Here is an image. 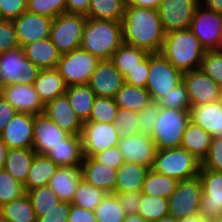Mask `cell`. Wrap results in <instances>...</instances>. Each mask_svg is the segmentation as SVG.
Instances as JSON below:
<instances>
[{"instance_id":"1","label":"cell","mask_w":222,"mask_h":222,"mask_svg":"<svg viewBox=\"0 0 222 222\" xmlns=\"http://www.w3.org/2000/svg\"><path fill=\"white\" fill-rule=\"evenodd\" d=\"M121 24L124 44L160 53L166 33L159 10L126 5Z\"/></svg>"},{"instance_id":"2","label":"cell","mask_w":222,"mask_h":222,"mask_svg":"<svg viewBox=\"0 0 222 222\" xmlns=\"http://www.w3.org/2000/svg\"><path fill=\"white\" fill-rule=\"evenodd\" d=\"M121 22L87 18L80 48L99 60H110L123 44Z\"/></svg>"},{"instance_id":"3","label":"cell","mask_w":222,"mask_h":222,"mask_svg":"<svg viewBox=\"0 0 222 222\" xmlns=\"http://www.w3.org/2000/svg\"><path fill=\"white\" fill-rule=\"evenodd\" d=\"M205 52L190 28L167 33L160 51L175 68L183 73L200 69Z\"/></svg>"},{"instance_id":"4","label":"cell","mask_w":222,"mask_h":222,"mask_svg":"<svg viewBox=\"0 0 222 222\" xmlns=\"http://www.w3.org/2000/svg\"><path fill=\"white\" fill-rule=\"evenodd\" d=\"M201 161L182 147L157 150L151 169L178 181L199 176Z\"/></svg>"},{"instance_id":"5","label":"cell","mask_w":222,"mask_h":222,"mask_svg":"<svg viewBox=\"0 0 222 222\" xmlns=\"http://www.w3.org/2000/svg\"><path fill=\"white\" fill-rule=\"evenodd\" d=\"M189 111L160 107L150 135L157 150L180 147L185 127L190 120Z\"/></svg>"},{"instance_id":"6","label":"cell","mask_w":222,"mask_h":222,"mask_svg":"<svg viewBox=\"0 0 222 222\" xmlns=\"http://www.w3.org/2000/svg\"><path fill=\"white\" fill-rule=\"evenodd\" d=\"M183 81V72L175 68L161 53L149 55L148 81L145 88L158 102Z\"/></svg>"},{"instance_id":"7","label":"cell","mask_w":222,"mask_h":222,"mask_svg":"<svg viewBox=\"0 0 222 222\" xmlns=\"http://www.w3.org/2000/svg\"><path fill=\"white\" fill-rule=\"evenodd\" d=\"M41 69L25 57L24 49L17 47L0 53V84H33Z\"/></svg>"},{"instance_id":"8","label":"cell","mask_w":222,"mask_h":222,"mask_svg":"<svg viewBox=\"0 0 222 222\" xmlns=\"http://www.w3.org/2000/svg\"><path fill=\"white\" fill-rule=\"evenodd\" d=\"M96 56L81 48L61 55L56 69L66 87L89 84L92 74L100 62Z\"/></svg>"},{"instance_id":"9","label":"cell","mask_w":222,"mask_h":222,"mask_svg":"<svg viewBox=\"0 0 222 222\" xmlns=\"http://www.w3.org/2000/svg\"><path fill=\"white\" fill-rule=\"evenodd\" d=\"M86 15L62 13L52 20L50 39L62 54L80 48Z\"/></svg>"},{"instance_id":"10","label":"cell","mask_w":222,"mask_h":222,"mask_svg":"<svg viewBox=\"0 0 222 222\" xmlns=\"http://www.w3.org/2000/svg\"><path fill=\"white\" fill-rule=\"evenodd\" d=\"M202 192L199 176L179 181L175 192L168 198L169 215L179 220L199 214Z\"/></svg>"},{"instance_id":"11","label":"cell","mask_w":222,"mask_h":222,"mask_svg":"<svg viewBox=\"0 0 222 222\" xmlns=\"http://www.w3.org/2000/svg\"><path fill=\"white\" fill-rule=\"evenodd\" d=\"M202 195L199 215L207 222L222 220V172L200 168Z\"/></svg>"},{"instance_id":"12","label":"cell","mask_w":222,"mask_h":222,"mask_svg":"<svg viewBox=\"0 0 222 222\" xmlns=\"http://www.w3.org/2000/svg\"><path fill=\"white\" fill-rule=\"evenodd\" d=\"M190 30L205 51L216 50L222 36V14L199 4L195 10Z\"/></svg>"},{"instance_id":"13","label":"cell","mask_w":222,"mask_h":222,"mask_svg":"<svg viewBox=\"0 0 222 222\" xmlns=\"http://www.w3.org/2000/svg\"><path fill=\"white\" fill-rule=\"evenodd\" d=\"M84 157L118 146L119 135L113 123L84 122L81 133Z\"/></svg>"},{"instance_id":"14","label":"cell","mask_w":222,"mask_h":222,"mask_svg":"<svg viewBox=\"0 0 222 222\" xmlns=\"http://www.w3.org/2000/svg\"><path fill=\"white\" fill-rule=\"evenodd\" d=\"M200 0H162L159 15L165 33L190 28Z\"/></svg>"},{"instance_id":"15","label":"cell","mask_w":222,"mask_h":222,"mask_svg":"<svg viewBox=\"0 0 222 222\" xmlns=\"http://www.w3.org/2000/svg\"><path fill=\"white\" fill-rule=\"evenodd\" d=\"M118 148L124 161L152 168L157 148L150 135L137 132L130 137L120 138Z\"/></svg>"},{"instance_id":"16","label":"cell","mask_w":222,"mask_h":222,"mask_svg":"<svg viewBox=\"0 0 222 222\" xmlns=\"http://www.w3.org/2000/svg\"><path fill=\"white\" fill-rule=\"evenodd\" d=\"M52 20L48 16L27 10L13 19L19 46L23 48L25 45L50 37Z\"/></svg>"},{"instance_id":"17","label":"cell","mask_w":222,"mask_h":222,"mask_svg":"<svg viewBox=\"0 0 222 222\" xmlns=\"http://www.w3.org/2000/svg\"><path fill=\"white\" fill-rule=\"evenodd\" d=\"M191 106L219 101L220 85L201 69L183 73Z\"/></svg>"},{"instance_id":"18","label":"cell","mask_w":222,"mask_h":222,"mask_svg":"<svg viewBox=\"0 0 222 222\" xmlns=\"http://www.w3.org/2000/svg\"><path fill=\"white\" fill-rule=\"evenodd\" d=\"M68 135L45 113L34 115L32 148L37 154L46 155Z\"/></svg>"},{"instance_id":"19","label":"cell","mask_w":222,"mask_h":222,"mask_svg":"<svg viewBox=\"0 0 222 222\" xmlns=\"http://www.w3.org/2000/svg\"><path fill=\"white\" fill-rule=\"evenodd\" d=\"M34 115L18 112L0 133L9 149L32 148Z\"/></svg>"},{"instance_id":"20","label":"cell","mask_w":222,"mask_h":222,"mask_svg":"<svg viewBox=\"0 0 222 222\" xmlns=\"http://www.w3.org/2000/svg\"><path fill=\"white\" fill-rule=\"evenodd\" d=\"M0 94L16 108L18 112L33 115L44 113L45 105L32 84L2 86Z\"/></svg>"},{"instance_id":"21","label":"cell","mask_w":222,"mask_h":222,"mask_svg":"<svg viewBox=\"0 0 222 222\" xmlns=\"http://www.w3.org/2000/svg\"><path fill=\"white\" fill-rule=\"evenodd\" d=\"M124 76L110 60H102L92 74L89 86L97 97H112L122 88Z\"/></svg>"},{"instance_id":"22","label":"cell","mask_w":222,"mask_h":222,"mask_svg":"<svg viewBox=\"0 0 222 222\" xmlns=\"http://www.w3.org/2000/svg\"><path fill=\"white\" fill-rule=\"evenodd\" d=\"M44 113L69 135H81L84 123L73 110L66 94L48 102Z\"/></svg>"},{"instance_id":"23","label":"cell","mask_w":222,"mask_h":222,"mask_svg":"<svg viewBox=\"0 0 222 222\" xmlns=\"http://www.w3.org/2000/svg\"><path fill=\"white\" fill-rule=\"evenodd\" d=\"M81 174L87 183L106 193H114L117 169L99 163L92 157H84L81 164Z\"/></svg>"},{"instance_id":"24","label":"cell","mask_w":222,"mask_h":222,"mask_svg":"<svg viewBox=\"0 0 222 222\" xmlns=\"http://www.w3.org/2000/svg\"><path fill=\"white\" fill-rule=\"evenodd\" d=\"M81 179V166H58L48 185L60 201L71 203Z\"/></svg>"},{"instance_id":"25","label":"cell","mask_w":222,"mask_h":222,"mask_svg":"<svg viewBox=\"0 0 222 222\" xmlns=\"http://www.w3.org/2000/svg\"><path fill=\"white\" fill-rule=\"evenodd\" d=\"M46 156L58 166H81L84 159L81 135H68Z\"/></svg>"},{"instance_id":"26","label":"cell","mask_w":222,"mask_h":222,"mask_svg":"<svg viewBox=\"0 0 222 222\" xmlns=\"http://www.w3.org/2000/svg\"><path fill=\"white\" fill-rule=\"evenodd\" d=\"M190 120L213 137H222V103L220 101L191 106Z\"/></svg>"},{"instance_id":"27","label":"cell","mask_w":222,"mask_h":222,"mask_svg":"<svg viewBox=\"0 0 222 222\" xmlns=\"http://www.w3.org/2000/svg\"><path fill=\"white\" fill-rule=\"evenodd\" d=\"M23 49L25 57L40 69L56 68L61 58V53L50 37L25 45Z\"/></svg>"},{"instance_id":"28","label":"cell","mask_w":222,"mask_h":222,"mask_svg":"<svg viewBox=\"0 0 222 222\" xmlns=\"http://www.w3.org/2000/svg\"><path fill=\"white\" fill-rule=\"evenodd\" d=\"M149 168L124 161L117 169L114 193L142 191Z\"/></svg>"},{"instance_id":"29","label":"cell","mask_w":222,"mask_h":222,"mask_svg":"<svg viewBox=\"0 0 222 222\" xmlns=\"http://www.w3.org/2000/svg\"><path fill=\"white\" fill-rule=\"evenodd\" d=\"M32 85L44 105L65 94L66 91L64 80L56 68L41 69Z\"/></svg>"},{"instance_id":"30","label":"cell","mask_w":222,"mask_h":222,"mask_svg":"<svg viewBox=\"0 0 222 222\" xmlns=\"http://www.w3.org/2000/svg\"><path fill=\"white\" fill-rule=\"evenodd\" d=\"M213 136L200 125L189 120L180 147L194 155L201 162L207 156Z\"/></svg>"},{"instance_id":"31","label":"cell","mask_w":222,"mask_h":222,"mask_svg":"<svg viewBox=\"0 0 222 222\" xmlns=\"http://www.w3.org/2000/svg\"><path fill=\"white\" fill-rule=\"evenodd\" d=\"M37 153L33 148L8 149L4 169L22 184L26 183L32 161Z\"/></svg>"},{"instance_id":"32","label":"cell","mask_w":222,"mask_h":222,"mask_svg":"<svg viewBox=\"0 0 222 222\" xmlns=\"http://www.w3.org/2000/svg\"><path fill=\"white\" fill-rule=\"evenodd\" d=\"M57 168L58 165L46 155L36 154L28 172L26 183L24 184L25 191L28 192L29 190L48 185Z\"/></svg>"},{"instance_id":"33","label":"cell","mask_w":222,"mask_h":222,"mask_svg":"<svg viewBox=\"0 0 222 222\" xmlns=\"http://www.w3.org/2000/svg\"><path fill=\"white\" fill-rule=\"evenodd\" d=\"M65 94L82 122L88 121L95 98L97 97L90 89V86L88 84L69 86L66 87Z\"/></svg>"},{"instance_id":"34","label":"cell","mask_w":222,"mask_h":222,"mask_svg":"<svg viewBox=\"0 0 222 222\" xmlns=\"http://www.w3.org/2000/svg\"><path fill=\"white\" fill-rule=\"evenodd\" d=\"M0 216L2 222H37L36 213L27 193L19 199L2 205Z\"/></svg>"},{"instance_id":"35","label":"cell","mask_w":222,"mask_h":222,"mask_svg":"<svg viewBox=\"0 0 222 222\" xmlns=\"http://www.w3.org/2000/svg\"><path fill=\"white\" fill-rule=\"evenodd\" d=\"M114 100L118 108L141 111L152 100L149 91L144 87L132 86L124 83L116 93Z\"/></svg>"},{"instance_id":"36","label":"cell","mask_w":222,"mask_h":222,"mask_svg":"<svg viewBox=\"0 0 222 222\" xmlns=\"http://www.w3.org/2000/svg\"><path fill=\"white\" fill-rule=\"evenodd\" d=\"M150 53L146 50L122 44L112 55L110 61L114 64L115 68L125 76L130 70L143 62Z\"/></svg>"},{"instance_id":"37","label":"cell","mask_w":222,"mask_h":222,"mask_svg":"<svg viewBox=\"0 0 222 222\" xmlns=\"http://www.w3.org/2000/svg\"><path fill=\"white\" fill-rule=\"evenodd\" d=\"M125 7V0H91L86 17L121 22Z\"/></svg>"},{"instance_id":"38","label":"cell","mask_w":222,"mask_h":222,"mask_svg":"<svg viewBox=\"0 0 222 222\" xmlns=\"http://www.w3.org/2000/svg\"><path fill=\"white\" fill-rule=\"evenodd\" d=\"M178 180L149 169L143 183L142 194L169 198L176 190Z\"/></svg>"},{"instance_id":"39","label":"cell","mask_w":222,"mask_h":222,"mask_svg":"<svg viewBox=\"0 0 222 222\" xmlns=\"http://www.w3.org/2000/svg\"><path fill=\"white\" fill-rule=\"evenodd\" d=\"M106 194L104 190L94 187L82 178L78 183L71 204L94 212Z\"/></svg>"},{"instance_id":"40","label":"cell","mask_w":222,"mask_h":222,"mask_svg":"<svg viewBox=\"0 0 222 222\" xmlns=\"http://www.w3.org/2000/svg\"><path fill=\"white\" fill-rule=\"evenodd\" d=\"M138 214L149 222H156L169 215V201L165 197L142 194Z\"/></svg>"},{"instance_id":"41","label":"cell","mask_w":222,"mask_h":222,"mask_svg":"<svg viewBox=\"0 0 222 222\" xmlns=\"http://www.w3.org/2000/svg\"><path fill=\"white\" fill-rule=\"evenodd\" d=\"M98 222H123L126 217L116 194L107 193L94 210Z\"/></svg>"},{"instance_id":"42","label":"cell","mask_w":222,"mask_h":222,"mask_svg":"<svg viewBox=\"0 0 222 222\" xmlns=\"http://www.w3.org/2000/svg\"><path fill=\"white\" fill-rule=\"evenodd\" d=\"M26 193L32 202L37 217L44 215L46 211L54 208L60 202L49 185L29 190Z\"/></svg>"},{"instance_id":"43","label":"cell","mask_w":222,"mask_h":222,"mask_svg":"<svg viewBox=\"0 0 222 222\" xmlns=\"http://www.w3.org/2000/svg\"><path fill=\"white\" fill-rule=\"evenodd\" d=\"M118 106L112 97H96L91 114L86 122L113 123Z\"/></svg>"},{"instance_id":"44","label":"cell","mask_w":222,"mask_h":222,"mask_svg":"<svg viewBox=\"0 0 222 222\" xmlns=\"http://www.w3.org/2000/svg\"><path fill=\"white\" fill-rule=\"evenodd\" d=\"M26 194L24 184L16 180L6 169L0 171V207Z\"/></svg>"},{"instance_id":"45","label":"cell","mask_w":222,"mask_h":222,"mask_svg":"<svg viewBox=\"0 0 222 222\" xmlns=\"http://www.w3.org/2000/svg\"><path fill=\"white\" fill-rule=\"evenodd\" d=\"M138 112L124 108H118V113L113 122L120 138L130 137L140 132Z\"/></svg>"},{"instance_id":"46","label":"cell","mask_w":222,"mask_h":222,"mask_svg":"<svg viewBox=\"0 0 222 222\" xmlns=\"http://www.w3.org/2000/svg\"><path fill=\"white\" fill-rule=\"evenodd\" d=\"M159 107L177 110H190L191 103L184 81L180 82L169 94L158 101Z\"/></svg>"},{"instance_id":"47","label":"cell","mask_w":222,"mask_h":222,"mask_svg":"<svg viewBox=\"0 0 222 222\" xmlns=\"http://www.w3.org/2000/svg\"><path fill=\"white\" fill-rule=\"evenodd\" d=\"M27 11L52 19L66 12L65 0H27Z\"/></svg>"},{"instance_id":"48","label":"cell","mask_w":222,"mask_h":222,"mask_svg":"<svg viewBox=\"0 0 222 222\" xmlns=\"http://www.w3.org/2000/svg\"><path fill=\"white\" fill-rule=\"evenodd\" d=\"M200 69L212 78L218 85H222V52L206 51L201 61Z\"/></svg>"},{"instance_id":"49","label":"cell","mask_w":222,"mask_h":222,"mask_svg":"<svg viewBox=\"0 0 222 222\" xmlns=\"http://www.w3.org/2000/svg\"><path fill=\"white\" fill-rule=\"evenodd\" d=\"M206 170L222 172V137L214 136L207 156L201 162Z\"/></svg>"},{"instance_id":"50","label":"cell","mask_w":222,"mask_h":222,"mask_svg":"<svg viewBox=\"0 0 222 222\" xmlns=\"http://www.w3.org/2000/svg\"><path fill=\"white\" fill-rule=\"evenodd\" d=\"M159 104L156 101H151L141 111L138 112L137 119L139 120L140 132L151 135L156 119L159 114Z\"/></svg>"},{"instance_id":"51","label":"cell","mask_w":222,"mask_h":222,"mask_svg":"<svg viewBox=\"0 0 222 222\" xmlns=\"http://www.w3.org/2000/svg\"><path fill=\"white\" fill-rule=\"evenodd\" d=\"M19 47L12 20L0 18V53Z\"/></svg>"},{"instance_id":"52","label":"cell","mask_w":222,"mask_h":222,"mask_svg":"<svg viewBox=\"0 0 222 222\" xmlns=\"http://www.w3.org/2000/svg\"><path fill=\"white\" fill-rule=\"evenodd\" d=\"M148 72H149V56L143 62H141L138 65V67H135L133 70H130L124 76V83L132 86L145 88L148 81Z\"/></svg>"},{"instance_id":"53","label":"cell","mask_w":222,"mask_h":222,"mask_svg":"<svg viewBox=\"0 0 222 222\" xmlns=\"http://www.w3.org/2000/svg\"><path fill=\"white\" fill-rule=\"evenodd\" d=\"M27 10V0H0V18L13 20Z\"/></svg>"},{"instance_id":"54","label":"cell","mask_w":222,"mask_h":222,"mask_svg":"<svg viewBox=\"0 0 222 222\" xmlns=\"http://www.w3.org/2000/svg\"><path fill=\"white\" fill-rule=\"evenodd\" d=\"M70 202L60 201L54 208L37 217V222H68Z\"/></svg>"},{"instance_id":"55","label":"cell","mask_w":222,"mask_h":222,"mask_svg":"<svg viewBox=\"0 0 222 222\" xmlns=\"http://www.w3.org/2000/svg\"><path fill=\"white\" fill-rule=\"evenodd\" d=\"M92 158L95 161L103 163L104 165L114 169H118V167L124 163L123 155L118 146L110 147L104 151L94 154Z\"/></svg>"},{"instance_id":"56","label":"cell","mask_w":222,"mask_h":222,"mask_svg":"<svg viewBox=\"0 0 222 222\" xmlns=\"http://www.w3.org/2000/svg\"><path fill=\"white\" fill-rule=\"evenodd\" d=\"M114 194L117 195L122 209L126 215L138 214L139 204L142 199V191Z\"/></svg>"},{"instance_id":"57","label":"cell","mask_w":222,"mask_h":222,"mask_svg":"<svg viewBox=\"0 0 222 222\" xmlns=\"http://www.w3.org/2000/svg\"><path fill=\"white\" fill-rule=\"evenodd\" d=\"M68 222H98L93 211L71 204Z\"/></svg>"},{"instance_id":"58","label":"cell","mask_w":222,"mask_h":222,"mask_svg":"<svg viewBox=\"0 0 222 222\" xmlns=\"http://www.w3.org/2000/svg\"><path fill=\"white\" fill-rule=\"evenodd\" d=\"M17 113L16 108L0 94V133Z\"/></svg>"},{"instance_id":"59","label":"cell","mask_w":222,"mask_h":222,"mask_svg":"<svg viewBox=\"0 0 222 222\" xmlns=\"http://www.w3.org/2000/svg\"><path fill=\"white\" fill-rule=\"evenodd\" d=\"M91 0H65L66 12L86 15Z\"/></svg>"},{"instance_id":"60","label":"cell","mask_w":222,"mask_h":222,"mask_svg":"<svg viewBox=\"0 0 222 222\" xmlns=\"http://www.w3.org/2000/svg\"><path fill=\"white\" fill-rule=\"evenodd\" d=\"M162 0H125L126 5L159 10Z\"/></svg>"},{"instance_id":"61","label":"cell","mask_w":222,"mask_h":222,"mask_svg":"<svg viewBox=\"0 0 222 222\" xmlns=\"http://www.w3.org/2000/svg\"><path fill=\"white\" fill-rule=\"evenodd\" d=\"M204 7L222 14V0H200Z\"/></svg>"},{"instance_id":"62","label":"cell","mask_w":222,"mask_h":222,"mask_svg":"<svg viewBox=\"0 0 222 222\" xmlns=\"http://www.w3.org/2000/svg\"><path fill=\"white\" fill-rule=\"evenodd\" d=\"M8 149L9 148L6 146V143L0 137V171L4 169V164Z\"/></svg>"},{"instance_id":"63","label":"cell","mask_w":222,"mask_h":222,"mask_svg":"<svg viewBox=\"0 0 222 222\" xmlns=\"http://www.w3.org/2000/svg\"><path fill=\"white\" fill-rule=\"evenodd\" d=\"M179 222H207L201 215L195 214L179 219Z\"/></svg>"},{"instance_id":"64","label":"cell","mask_w":222,"mask_h":222,"mask_svg":"<svg viewBox=\"0 0 222 222\" xmlns=\"http://www.w3.org/2000/svg\"><path fill=\"white\" fill-rule=\"evenodd\" d=\"M123 222H149V221L144 219L139 214H131V215H126Z\"/></svg>"},{"instance_id":"65","label":"cell","mask_w":222,"mask_h":222,"mask_svg":"<svg viewBox=\"0 0 222 222\" xmlns=\"http://www.w3.org/2000/svg\"><path fill=\"white\" fill-rule=\"evenodd\" d=\"M156 222H179L178 219H175L174 217L167 215L163 218H161L160 220H157Z\"/></svg>"},{"instance_id":"66","label":"cell","mask_w":222,"mask_h":222,"mask_svg":"<svg viewBox=\"0 0 222 222\" xmlns=\"http://www.w3.org/2000/svg\"><path fill=\"white\" fill-rule=\"evenodd\" d=\"M216 51L222 52V36L220 37Z\"/></svg>"},{"instance_id":"67","label":"cell","mask_w":222,"mask_h":222,"mask_svg":"<svg viewBox=\"0 0 222 222\" xmlns=\"http://www.w3.org/2000/svg\"><path fill=\"white\" fill-rule=\"evenodd\" d=\"M219 101L222 103V85L220 86V91H219Z\"/></svg>"}]
</instances>
